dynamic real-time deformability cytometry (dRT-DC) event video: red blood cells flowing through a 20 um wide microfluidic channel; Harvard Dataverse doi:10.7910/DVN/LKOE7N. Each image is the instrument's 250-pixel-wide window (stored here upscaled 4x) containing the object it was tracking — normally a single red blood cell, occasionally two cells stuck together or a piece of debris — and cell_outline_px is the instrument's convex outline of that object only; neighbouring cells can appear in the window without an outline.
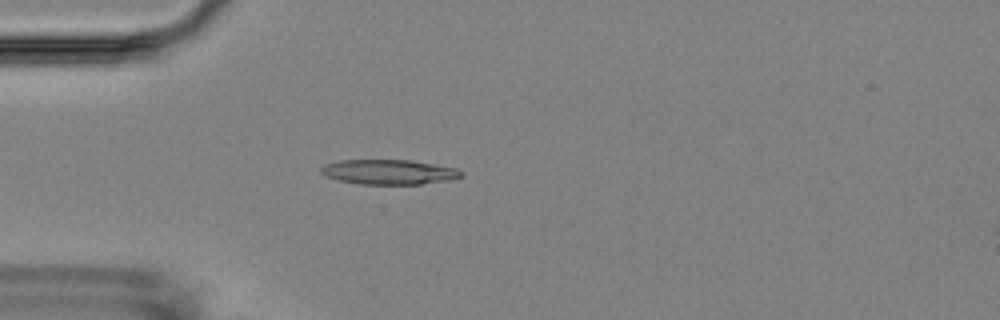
{"species": "Egyptian fruit bat (a non-hibernating species)", "species_latin": "Rousettus aegyptiacus", "temperature_condition": "room temperature", "stored_images_in_passage": 4, "camera_frame_rate_fps": 3000, "um_per_image_px": 0.085, "animal": {"sex": "female"}, "frame": {"image": 1, "passage_image": 4, "time_ms": 3.667, "image_size_px": [1000, 320], "cell_outline_px": [[464, 176], [448, 180], [420, 184], [360, 184], [340, 180], [324, 176], [320, 172], [320, 168], [324, 164], [340, 160], [412, 160], [456, 168], [464, 172]], "centroid_in_image_um": [33.05, 14.61], "position_along_channel_um": 51.9, "area_um2": 20.35}}